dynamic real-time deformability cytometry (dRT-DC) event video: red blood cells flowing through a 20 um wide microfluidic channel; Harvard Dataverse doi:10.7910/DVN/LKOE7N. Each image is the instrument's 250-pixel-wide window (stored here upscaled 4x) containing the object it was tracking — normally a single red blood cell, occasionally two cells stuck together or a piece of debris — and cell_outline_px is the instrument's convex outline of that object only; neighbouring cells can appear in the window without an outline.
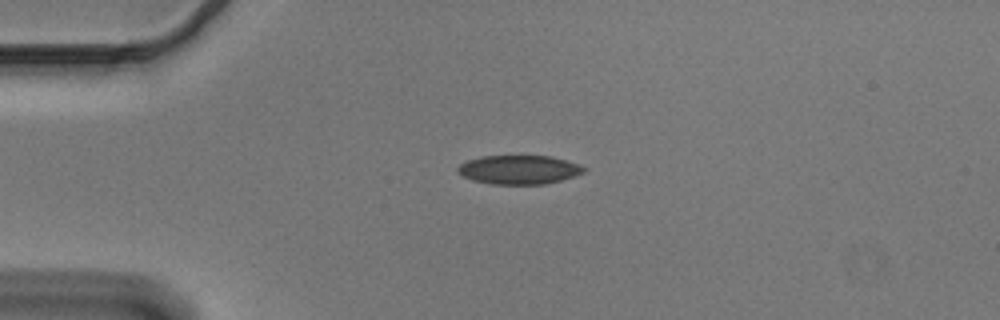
{"species": "Egyptian fruit bat (a non-hibernating species)", "species_latin": "Rousettus aegyptiacus", "temperature_condition": "cold", "stored_images_in_passage": 42, "camera_frame_rate_fps": 3000, "um_per_image_px": 0.085, "animal": {"sex": "male"}, "frame": {"image": 1, "passage_image": 1, "time_ms": 0.0, "image_size_px": [1000, 320], "cell_outline_px": [[588, 168], [584, 172], [576, 176], [544, 184], [492, 184], [472, 180], [456, 172], [456, 168], [460, 164], [468, 160], [480, 156], [552, 156], [580, 164]], "centroid_in_image_um": [44.13, 14.42], "position_along_channel_um": 40.9, "area_um2": 21.39}}
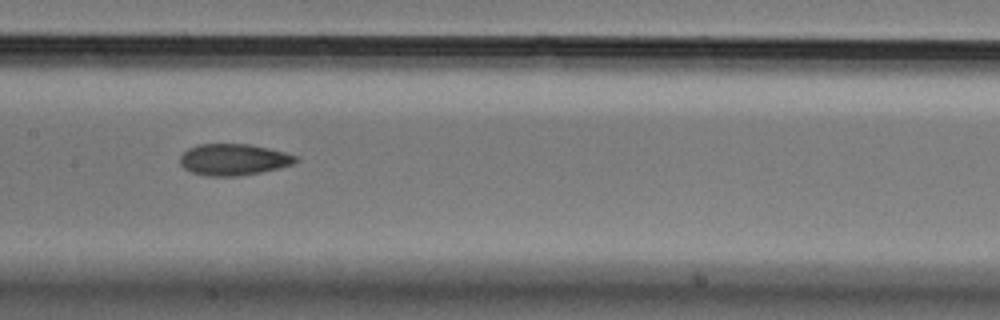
{"frame": {"image": 2, "passage_image": 15, "time_ms": 4.667, "image_size_px": [1000, 320], "cell_outline_px": [[300, 160], [292, 164], [280, 168], [260, 172], [236, 176], [208, 176], [192, 172], [184, 168], [180, 164], [180, 156], [188, 148], [200, 144], [248, 144], [268, 148], [300, 156]], "centroid_in_image_um": [19.88, 13.56], "position_along_channel_um": 187.5, "area_um2": 21.21}}
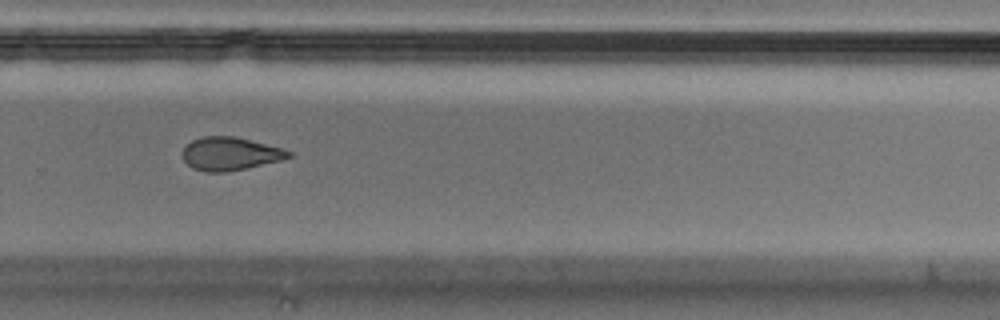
{"frame": {"image": 3, "passage_image": 25, "time_ms": 8.0, "image_size_px": [1000, 320], "cell_outline_px": [[292, 156], [280, 160], [244, 168], [224, 172], [204, 172], [192, 168], [184, 160], [180, 152], [192, 140], [204, 136], [232, 136], [280, 148], [292, 152]], "centroid_in_image_um": [19.49, 13.07], "position_along_channel_um": 310.3, "area_um2": 20.11}, "authors_computed_cell_mechanics": {"area_um2": 21.6461, "velocity_mm_per_s": 3.6967, "shape_relaxation_time_tau1_ms": null, "shape_relaxation_time_tau2_ms": 4.8843, "deformation_change_tau1": null, "deformation_change_tau2": 0.1208}}